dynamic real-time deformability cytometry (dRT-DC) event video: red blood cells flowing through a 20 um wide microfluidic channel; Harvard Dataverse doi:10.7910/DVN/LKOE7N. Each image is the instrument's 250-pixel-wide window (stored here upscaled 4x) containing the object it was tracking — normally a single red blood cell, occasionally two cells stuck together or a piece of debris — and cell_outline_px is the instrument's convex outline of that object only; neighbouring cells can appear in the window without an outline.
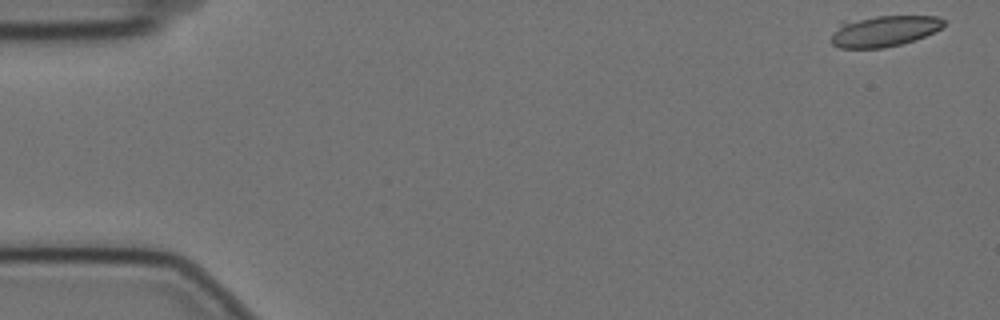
{"species": "Egyptian fruit bat (a non-hibernating species)", "species_latin": "Rousettus aegyptiacus", "temperature_condition": "cold", "stored_images_in_passage": 16, "camera_frame_rate_fps": 3000, "um_per_image_px": 0.085, "animal": {"sex": "female"}, "frame": {"image": 1, "passage_image": 1, "time_ms": 0.0, "image_size_px": [1000, 320], "cell_outline_px": [[944, 24], [940, 28], [924, 36], [900, 44], [884, 48], [840, 48], [832, 44], [832, 36], [840, 20], [876, 16], [936, 16], [944, 20]], "centroid_in_image_um": [75.07, 2.62], "position_along_channel_um": 9.9, "area_um2": 20.35}}
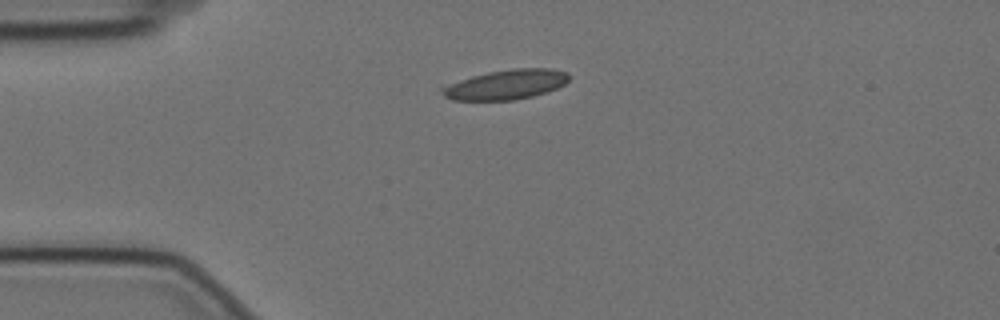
{"frame": {"image": 2, "passage_image": 13, "time_ms": 4.0, "image_size_px": [1000, 320], "cell_outline_px": [[568, 80], [564, 84], [556, 88], [532, 96], [516, 100], [452, 100], [444, 96], [440, 88], [460, 80], [472, 76], [488, 72], [512, 68], [552, 68], [568, 72]], "centroid_in_image_um": [43.02, 7.18], "position_along_channel_um": 42.0, "area_um2": 21.85}}